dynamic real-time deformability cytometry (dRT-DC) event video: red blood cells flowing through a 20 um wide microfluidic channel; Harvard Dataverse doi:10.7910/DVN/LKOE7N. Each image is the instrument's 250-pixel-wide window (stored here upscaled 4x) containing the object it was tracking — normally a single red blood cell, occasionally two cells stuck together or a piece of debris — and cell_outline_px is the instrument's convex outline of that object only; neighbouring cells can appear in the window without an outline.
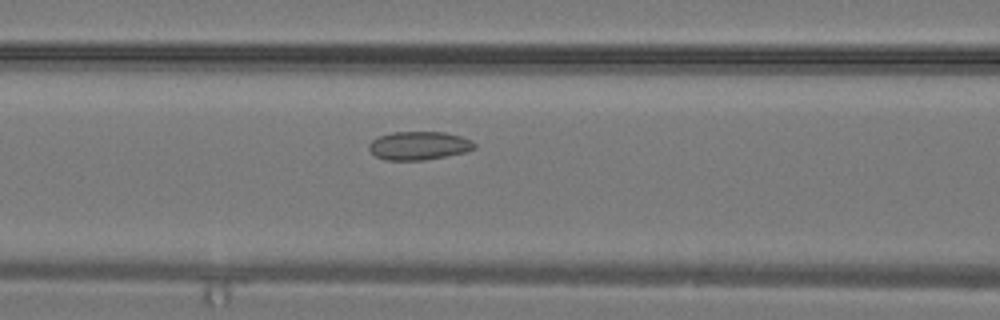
{"species": "common noctule bat (a hibernating species)", "species_latin": "Nyctalus noctula", "temperature_condition": "warm", "stored_images_in_passage": 23, "camera_frame_rate_fps": 3000, "um_per_image_px": 0.085, "animal": {"sex": "male", "body_mass_g": 19.2, "forearm_length_mm": 51.8}, "frame": {"image": 1, "passage_image": 5, "time_ms": 1.333, "image_size_px": [1000, 320], "cell_outline_px": [[476, 148], [464, 152], [424, 160], [384, 160], [376, 156], [368, 148], [368, 144], [372, 140], [380, 136], [392, 132], [444, 132], [460, 136], [472, 140], [476, 144]], "centroid_in_image_um": [35.6, 12.38], "position_along_channel_um": 131.0, "area_um2": 17.4}}
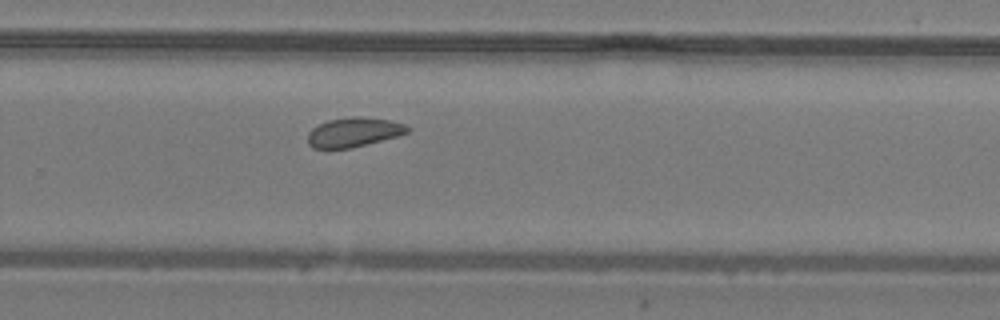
{"frame": {"image": 2, "passage_image": 13, "time_ms": 4.0, "image_size_px": [1000, 320], "cell_outline_px": [[408, 132], [396, 136], [352, 148], [312, 148], [308, 144], [308, 132], [312, 128], [328, 120], [352, 116], [360, 116], [388, 120], [404, 124], [408, 128]], "centroid_in_image_um": [30.02, 11.23], "position_along_channel_um": 299.8, "area_um2": 16.88}}
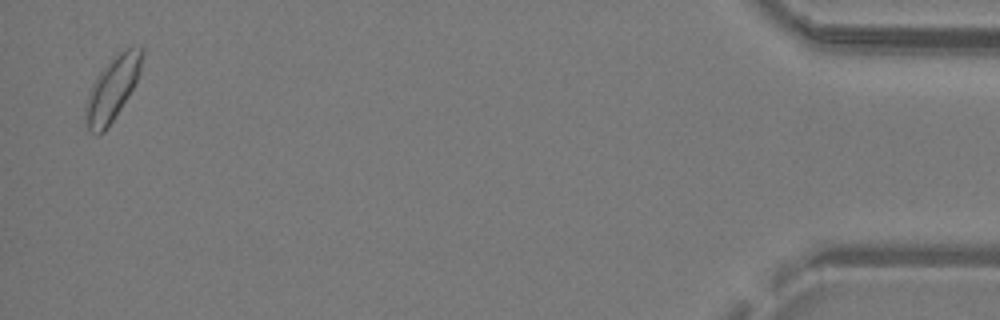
{"frame": {"image": 3, "passage_image": 23, "time_ms": 7.333, "image_size_px": [1000, 320], "cell_outline_px": [[144, 52], [140, 72], [128, 96], [108, 128], [104, 132], [96, 136], [88, 132], [84, 120], [84, 108], [92, 84], [100, 72], [124, 48], [144, 48]], "centroid_in_image_um": [9.51, 7.63], "position_along_channel_um": 425.7, "area_um2": 20.75}}